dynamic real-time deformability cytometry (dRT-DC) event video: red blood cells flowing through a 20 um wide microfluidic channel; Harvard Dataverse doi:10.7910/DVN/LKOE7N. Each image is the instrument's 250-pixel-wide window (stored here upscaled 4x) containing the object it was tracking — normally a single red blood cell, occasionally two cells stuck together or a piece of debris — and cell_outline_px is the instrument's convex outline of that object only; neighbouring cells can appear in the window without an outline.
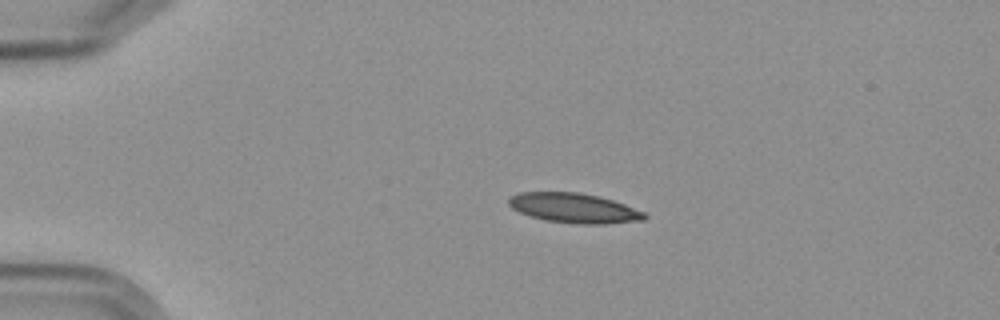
{"species": "Egyptian fruit bat (a non-hibernating species)", "species_latin": "Rousettus aegyptiacus", "temperature_condition": "cold", "stored_images_in_passage": 4, "camera_frame_rate_fps": 3000, "um_per_image_px": 0.085, "frame": {"image": 1, "passage_image": 3, "time_ms": 2.333, "image_size_px": [1000, 320], "cell_outline_px": [[648, 216], [644, 220], [604, 224], [580, 224], [544, 220], [520, 212], [512, 208], [508, 204], [508, 196], [520, 192], [580, 192], [612, 200], [624, 204], [644, 212]], "centroid_in_image_um": [48.77, 17.68], "position_along_channel_um": 36.2, "area_um2": 23.47}}